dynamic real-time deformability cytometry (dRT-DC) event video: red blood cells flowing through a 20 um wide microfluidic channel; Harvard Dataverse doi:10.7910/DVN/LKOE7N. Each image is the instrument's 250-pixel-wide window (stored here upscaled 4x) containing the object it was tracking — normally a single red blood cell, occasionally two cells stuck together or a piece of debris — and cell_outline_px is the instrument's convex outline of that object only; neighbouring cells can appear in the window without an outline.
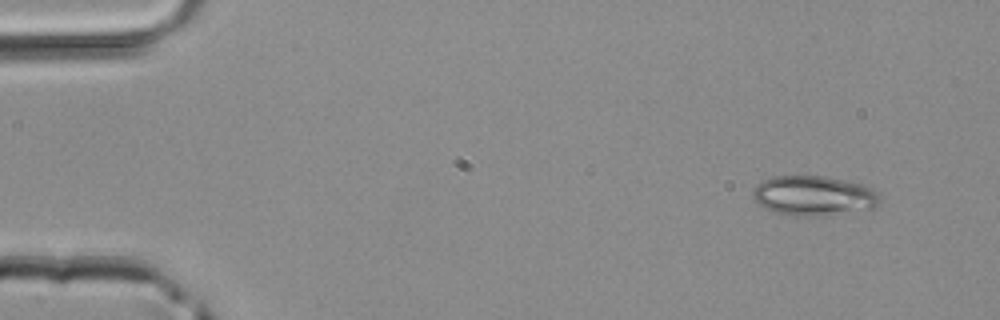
{"species": "common noctule bat (a hibernating species)", "species_latin": "Nyctalus noctula", "temperature_condition": "room temperature", "stored_images_in_passage": 3, "camera_frame_rate_fps": 3000, "um_per_image_px": 0.085, "animal": {"sex": "male", "body_mass_g": 20.4}, "frame": {"image": 1, "passage_image": 1, "time_ms": 0.0, "image_size_px": [1000, 320], "cell_outline_px": [[880, 204], [876, 208], [816, 216], [792, 216], [776, 212], [764, 208], [756, 204], [752, 196], [752, 188], [756, 184], [772, 176], [824, 176], [864, 184], [872, 188], [880, 196]], "centroid_in_image_um": [69.14, 16.63], "position_along_channel_um": 15.9, "area_um2": 29.77}}